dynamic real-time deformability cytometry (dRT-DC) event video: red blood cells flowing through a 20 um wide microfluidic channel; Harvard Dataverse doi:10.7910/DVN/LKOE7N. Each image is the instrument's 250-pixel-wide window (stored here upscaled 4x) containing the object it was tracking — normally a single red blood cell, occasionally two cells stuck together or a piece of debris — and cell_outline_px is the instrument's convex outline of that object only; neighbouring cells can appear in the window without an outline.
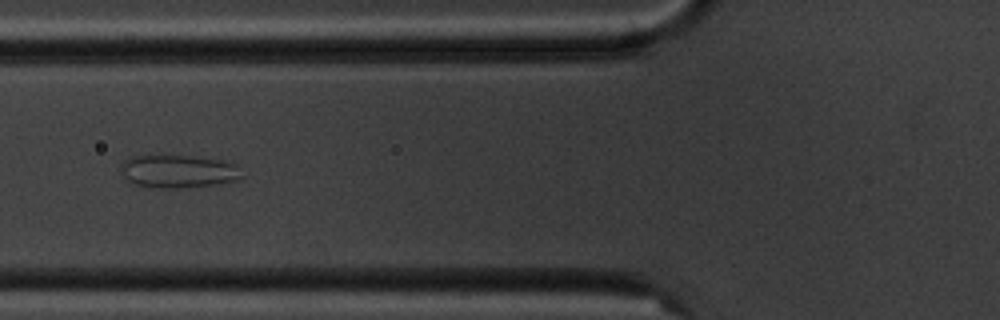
{"species": "common noctule bat (a hibernating species)", "species_latin": "Nyctalus noctula", "temperature_condition": "cold", "stored_images_in_passage": 8, "camera_frame_rate_fps": 3000, "um_per_image_px": 0.085, "animal": {"sex": "male", "body_mass_g": 20.1, "forearm_length_mm": 53.5}, "frame": {"image": 1, "passage_image": 6, "time_ms": 6.0, "image_size_px": [1000, 320], "cell_outline_px": [[244, 176], [236, 180], [212, 184], [176, 188], [156, 188], [132, 184], [120, 176], [120, 164], [124, 160], [132, 156], [188, 156], [220, 160], [236, 164]], "centroid_in_image_um": [15.07, 14.57], "position_along_channel_um": 110.7, "area_um2": 23.24}}